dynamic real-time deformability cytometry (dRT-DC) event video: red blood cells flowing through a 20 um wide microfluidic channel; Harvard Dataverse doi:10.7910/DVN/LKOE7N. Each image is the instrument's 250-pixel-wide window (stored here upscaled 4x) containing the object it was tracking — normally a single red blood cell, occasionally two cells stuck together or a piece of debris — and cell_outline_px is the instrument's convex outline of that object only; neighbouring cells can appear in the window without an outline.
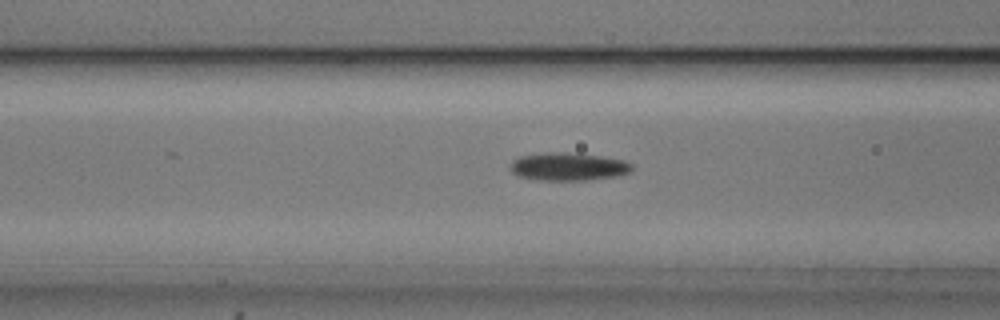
{"species": "common noctule bat (a hibernating species)", "species_latin": "Nyctalus noctula", "temperature_condition": "cold", "stored_images_in_passage": 55, "camera_frame_rate_fps": 3000, "um_per_image_px": 0.085, "animal": {"sex": "male", "body_mass_g": 20.5, "forearm_length_mm": 52.5}, "frame": {"image": 1, "passage_image": 22, "time_ms": 7.0, "image_size_px": [1000, 320], "cell_outline_px": [[632, 172], [616, 176], [584, 180], [536, 180], [516, 176], [508, 168], [512, 160], [520, 156], [548, 152], [568, 152], [600, 156], [624, 160], [632, 164]], "centroid_in_image_um": [48.26, 14.16], "position_along_channel_um": 118.3, "area_um2": 20.0}}
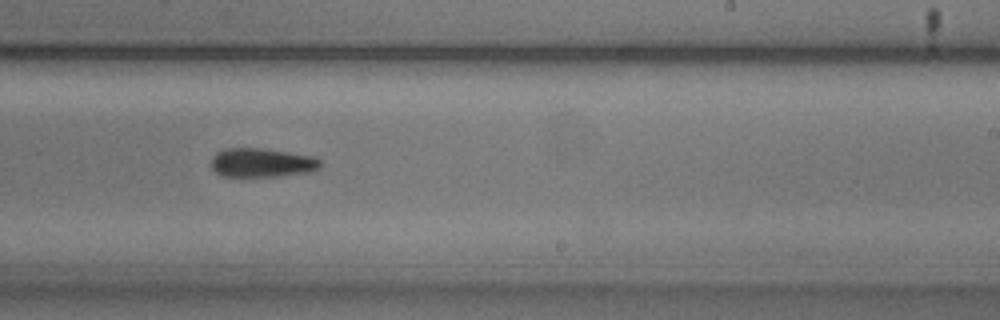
{"frame": {"image": 2, "passage_image": 34, "time_ms": 11.0, "image_size_px": [1000, 320], "cell_outline_px": [[320, 168], [308, 172], [284, 176], [220, 176], [212, 168], [212, 156], [216, 152], [224, 148], [260, 148], [312, 156], [320, 160]], "centroid_in_image_um": [22.23, 13.83], "position_along_channel_um": 266.8, "area_um2": 18.38}}
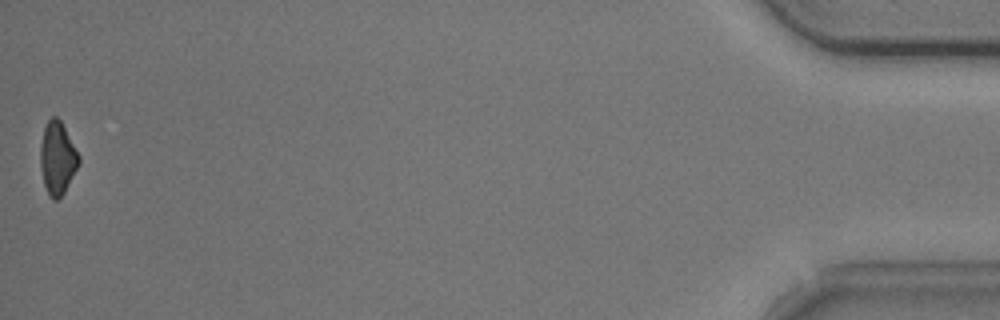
{"frame": {"image": 3, "passage_image": 55, "time_ms": 18.0, "image_size_px": [1000, 320], "cell_outline_px": [[80, 164], [64, 192], [56, 200], [52, 200], [48, 196], [44, 184], [40, 164], [40, 144], [44, 128], [48, 120], [52, 116], [56, 116], [60, 120], [80, 156]], "centroid_in_image_um": [4.88, 13.45], "position_along_channel_um": 430.3, "area_um2": 16.3}, "authors_computed_cell_mechanics": {"area_um2": 17.9758, "velocity_mm_per_s": 3.7221, "shape_relaxation_time_tau1_ms": 1.8424, "shape_relaxation_time_tau2_ms": null, "deformation_change_tau1": 0.0901, "deformation_change_tau2": null}}